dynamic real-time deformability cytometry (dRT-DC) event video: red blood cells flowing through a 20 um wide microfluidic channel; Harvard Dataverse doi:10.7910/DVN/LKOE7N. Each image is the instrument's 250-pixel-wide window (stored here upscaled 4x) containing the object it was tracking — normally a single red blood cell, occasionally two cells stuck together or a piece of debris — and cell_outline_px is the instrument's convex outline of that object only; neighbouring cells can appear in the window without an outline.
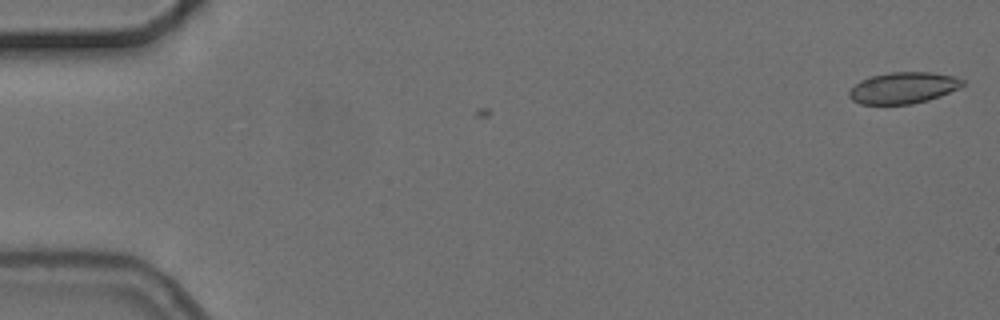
{"species": "common noctule bat (a hibernating species)", "species_latin": "Nyctalus noctula", "temperature_condition": "cold", "stored_images_in_passage": 2, "camera_frame_rate_fps": 3000, "um_per_image_px": 0.085, "animal": {"sex": "female", "body_mass_g": 24.6, "forearm_length_mm": 56.2}, "frame": {"image": 1, "passage_image": 1, "time_ms": 0.0, "image_size_px": [1000, 320], "cell_outline_px": [[964, 84], [960, 88], [940, 96], [928, 100], [912, 104], [860, 104], [852, 100], [848, 96], [848, 92], [860, 80], [872, 76], [888, 72], [932, 72], [952, 76], [964, 80]], "centroid_in_image_um": [76.78, 7.47], "position_along_channel_um": 8.2, "area_um2": 20.75}}